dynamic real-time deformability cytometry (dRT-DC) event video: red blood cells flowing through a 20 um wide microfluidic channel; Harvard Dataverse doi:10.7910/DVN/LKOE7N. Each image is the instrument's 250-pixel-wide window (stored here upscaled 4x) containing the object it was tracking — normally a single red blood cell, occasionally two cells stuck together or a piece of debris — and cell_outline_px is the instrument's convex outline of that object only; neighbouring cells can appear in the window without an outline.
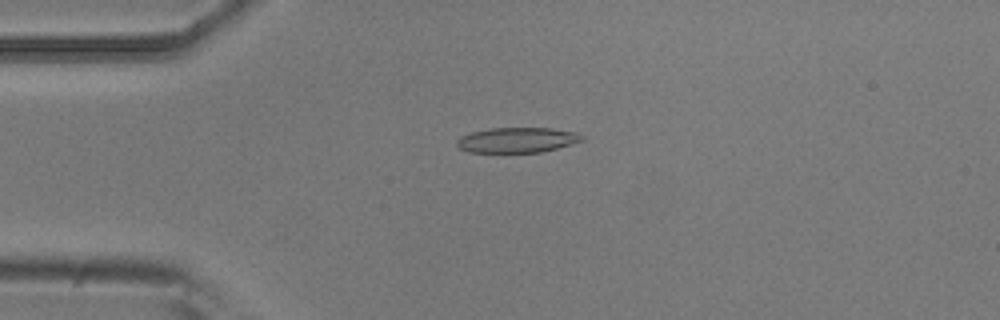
{"species": "common noctule bat (a hibernating species)", "species_latin": "Nyctalus noctula", "temperature_condition": "room temperature", "stored_images_in_passage": 53, "camera_frame_rate_fps": 3000, "um_per_image_px": 0.085, "animal": {"sex": "male", "body_mass_g": 20.5, "forearm_length_mm": 52.5}, "frame": {"image": 1, "passage_image": 12, "time_ms": 3.667, "image_size_px": [1000, 320], "cell_outline_px": [[584, 140], [572, 144], [540, 152], [468, 152], [460, 148], [456, 144], [456, 140], [460, 136], [472, 132], [488, 128], [552, 128], [576, 132], [584, 136]], "centroid_in_image_um": [43.96, 11.89], "position_along_channel_um": 41.0, "area_um2": 18.38}}
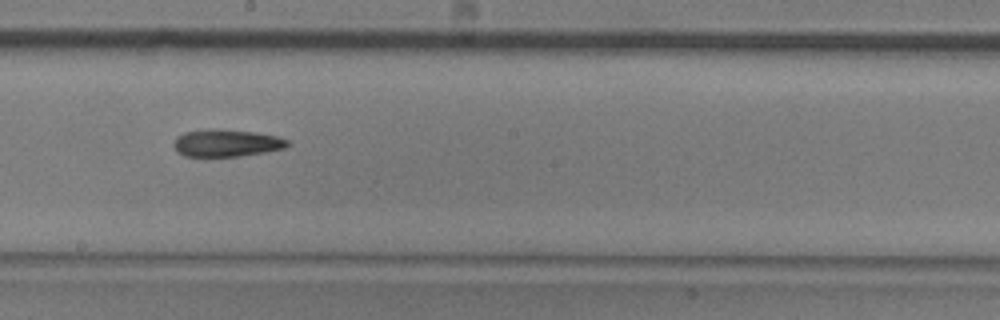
{"frame": {"image": 2, "passage_image": 29, "time_ms": 9.333, "image_size_px": [1000, 320], "cell_outline_px": [[288, 144], [284, 148], [264, 152], [240, 156], [184, 156], [176, 152], [172, 144], [176, 136], [184, 132], [212, 128], [216, 128], [256, 132], [280, 136], [288, 140]], "centroid_in_image_um": [19.21, 12.14], "position_along_channel_um": 229.0, "area_um2": 18.32}}
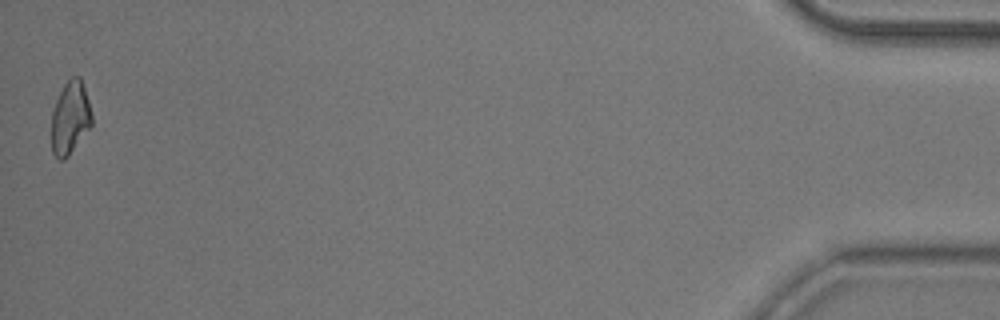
{"frame": {"image": 3, "passage_image": 53, "time_ms": 17.333, "image_size_px": [1000, 320], "cell_outline_px": [[92, 124], [68, 156], [64, 160], [60, 160], [52, 152], [52, 112], [56, 100], [64, 84], [72, 76], [80, 76], [92, 112]], "centroid_in_image_um": [5.97, 10.0], "position_along_channel_um": 429.2, "area_um2": 16.94}, "authors_computed_cell_mechanics": {"area_um2": 18.2648, "velocity_mm_per_s": 3.7149, "shape_relaxation_time_tau1_ms": 8.2219, "shape_relaxation_time_tau2_ms": null, "deformation_change_tau1": 0.179, "deformation_change_tau2": null}}